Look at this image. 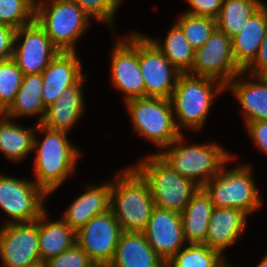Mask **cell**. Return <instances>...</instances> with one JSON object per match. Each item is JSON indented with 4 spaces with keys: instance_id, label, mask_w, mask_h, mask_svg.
I'll return each instance as SVG.
<instances>
[{
    "instance_id": "6da1fadb",
    "label": "cell",
    "mask_w": 267,
    "mask_h": 267,
    "mask_svg": "<svg viewBox=\"0 0 267 267\" xmlns=\"http://www.w3.org/2000/svg\"><path fill=\"white\" fill-rule=\"evenodd\" d=\"M154 208L149 184L133 166L117 174L110 209L124 232H143Z\"/></svg>"
},
{
    "instance_id": "7a4b0ae2",
    "label": "cell",
    "mask_w": 267,
    "mask_h": 267,
    "mask_svg": "<svg viewBox=\"0 0 267 267\" xmlns=\"http://www.w3.org/2000/svg\"><path fill=\"white\" fill-rule=\"evenodd\" d=\"M36 130L44 132L45 138L41 143L34 136L33 148L37 152L34 182L50 194L74 172L80 151L68 141L66 131L52 130L41 123L36 124Z\"/></svg>"
},
{
    "instance_id": "3957f363",
    "label": "cell",
    "mask_w": 267,
    "mask_h": 267,
    "mask_svg": "<svg viewBox=\"0 0 267 267\" xmlns=\"http://www.w3.org/2000/svg\"><path fill=\"white\" fill-rule=\"evenodd\" d=\"M183 140L181 134L168 147L164 148V150L168 148L167 150L157 154L174 171L192 180L200 188L213 179L232 157L220 145L185 146Z\"/></svg>"
},
{
    "instance_id": "277c9868",
    "label": "cell",
    "mask_w": 267,
    "mask_h": 267,
    "mask_svg": "<svg viewBox=\"0 0 267 267\" xmlns=\"http://www.w3.org/2000/svg\"><path fill=\"white\" fill-rule=\"evenodd\" d=\"M224 89L216 79L181 73L170 98L178 130L181 132L182 126L194 130L203 127L213 98Z\"/></svg>"
},
{
    "instance_id": "5b68a950",
    "label": "cell",
    "mask_w": 267,
    "mask_h": 267,
    "mask_svg": "<svg viewBox=\"0 0 267 267\" xmlns=\"http://www.w3.org/2000/svg\"><path fill=\"white\" fill-rule=\"evenodd\" d=\"M149 184L155 206L181 213L200 188L174 171L157 153L133 166Z\"/></svg>"
},
{
    "instance_id": "8992f818",
    "label": "cell",
    "mask_w": 267,
    "mask_h": 267,
    "mask_svg": "<svg viewBox=\"0 0 267 267\" xmlns=\"http://www.w3.org/2000/svg\"><path fill=\"white\" fill-rule=\"evenodd\" d=\"M36 0L35 21L61 52H75L77 41L89 24L83 10L70 0Z\"/></svg>"
},
{
    "instance_id": "52a82bcc",
    "label": "cell",
    "mask_w": 267,
    "mask_h": 267,
    "mask_svg": "<svg viewBox=\"0 0 267 267\" xmlns=\"http://www.w3.org/2000/svg\"><path fill=\"white\" fill-rule=\"evenodd\" d=\"M125 102L137 133L160 148L168 147L182 134L175 124L170 99L140 97Z\"/></svg>"
},
{
    "instance_id": "ba28073f",
    "label": "cell",
    "mask_w": 267,
    "mask_h": 267,
    "mask_svg": "<svg viewBox=\"0 0 267 267\" xmlns=\"http://www.w3.org/2000/svg\"><path fill=\"white\" fill-rule=\"evenodd\" d=\"M247 166H237L219 173L202 188L210 196L216 208H238L247 214L261 206V197Z\"/></svg>"
},
{
    "instance_id": "9c48e42d",
    "label": "cell",
    "mask_w": 267,
    "mask_h": 267,
    "mask_svg": "<svg viewBox=\"0 0 267 267\" xmlns=\"http://www.w3.org/2000/svg\"><path fill=\"white\" fill-rule=\"evenodd\" d=\"M46 196L48 193L34 181L0 175V208L14 220L6 224L36 221L46 212Z\"/></svg>"
},
{
    "instance_id": "30bf717a",
    "label": "cell",
    "mask_w": 267,
    "mask_h": 267,
    "mask_svg": "<svg viewBox=\"0 0 267 267\" xmlns=\"http://www.w3.org/2000/svg\"><path fill=\"white\" fill-rule=\"evenodd\" d=\"M189 74L216 79L224 86L235 76L240 78L244 75L234 61L232 39L216 28L205 44L195 50L194 63Z\"/></svg>"
},
{
    "instance_id": "8fae6325",
    "label": "cell",
    "mask_w": 267,
    "mask_h": 267,
    "mask_svg": "<svg viewBox=\"0 0 267 267\" xmlns=\"http://www.w3.org/2000/svg\"><path fill=\"white\" fill-rule=\"evenodd\" d=\"M123 230L113 211L96 215L76 232V243L95 265L108 266L115 255Z\"/></svg>"
},
{
    "instance_id": "7c38bea8",
    "label": "cell",
    "mask_w": 267,
    "mask_h": 267,
    "mask_svg": "<svg viewBox=\"0 0 267 267\" xmlns=\"http://www.w3.org/2000/svg\"><path fill=\"white\" fill-rule=\"evenodd\" d=\"M0 257L6 267H28L40 262L39 218L28 223L2 226Z\"/></svg>"
},
{
    "instance_id": "4fadbf2b",
    "label": "cell",
    "mask_w": 267,
    "mask_h": 267,
    "mask_svg": "<svg viewBox=\"0 0 267 267\" xmlns=\"http://www.w3.org/2000/svg\"><path fill=\"white\" fill-rule=\"evenodd\" d=\"M139 64L145 97L170 99L181 72L142 34H139Z\"/></svg>"
},
{
    "instance_id": "5bb4252c",
    "label": "cell",
    "mask_w": 267,
    "mask_h": 267,
    "mask_svg": "<svg viewBox=\"0 0 267 267\" xmlns=\"http://www.w3.org/2000/svg\"><path fill=\"white\" fill-rule=\"evenodd\" d=\"M113 86L125 93V101L145 97V85L139 64V33L118 40L111 57Z\"/></svg>"
},
{
    "instance_id": "9a60e30c",
    "label": "cell",
    "mask_w": 267,
    "mask_h": 267,
    "mask_svg": "<svg viewBox=\"0 0 267 267\" xmlns=\"http://www.w3.org/2000/svg\"><path fill=\"white\" fill-rule=\"evenodd\" d=\"M21 37L23 43L14 46L12 58L24 76L42 73L60 52L36 21L16 30L14 44Z\"/></svg>"
},
{
    "instance_id": "2e32d148",
    "label": "cell",
    "mask_w": 267,
    "mask_h": 267,
    "mask_svg": "<svg viewBox=\"0 0 267 267\" xmlns=\"http://www.w3.org/2000/svg\"><path fill=\"white\" fill-rule=\"evenodd\" d=\"M146 240L167 263L185 244L181 213L155 206L145 230Z\"/></svg>"
},
{
    "instance_id": "e0dca14e",
    "label": "cell",
    "mask_w": 267,
    "mask_h": 267,
    "mask_svg": "<svg viewBox=\"0 0 267 267\" xmlns=\"http://www.w3.org/2000/svg\"><path fill=\"white\" fill-rule=\"evenodd\" d=\"M80 60L75 52H59L41 73L43 78L42 98L46 108L52 105L82 75Z\"/></svg>"
},
{
    "instance_id": "ac0fdd59",
    "label": "cell",
    "mask_w": 267,
    "mask_h": 267,
    "mask_svg": "<svg viewBox=\"0 0 267 267\" xmlns=\"http://www.w3.org/2000/svg\"><path fill=\"white\" fill-rule=\"evenodd\" d=\"M247 215L238 208L214 207L204 244L222 254L242 235Z\"/></svg>"
},
{
    "instance_id": "d6986e66",
    "label": "cell",
    "mask_w": 267,
    "mask_h": 267,
    "mask_svg": "<svg viewBox=\"0 0 267 267\" xmlns=\"http://www.w3.org/2000/svg\"><path fill=\"white\" fill-rule=\"evenodd\" d=\"M109 267H166L143 232H122Z\"/></svg>"
},
{
    "instance_id": "ffe728a7",
    "label": "cell",
    "mask_w": 267,
    "mask_h": 267,
    "mask_svg": "<svg viewBox=\"0 0 267 267\" xmlns=\"http://www.w3.org/2000/svg\"><path fill=\"white\" fill-rule=\"evenodd\" d=\"M267 29V6L264 4L233 36L232 52L237 66L244 71L255 59Z\"/></svg>"
},
{
    "instance_id": "44dd1931",
    "label": "cell",
    "mask_w": 267,
    "mask_h": 267,
    "mask_svg": "<svg viewBox=\"0 0 267 267\" xmlns=\"http://www.w3.org/2000/svg\"><path fill=\"white\" fill-rule=\"evenodd\" d=\"M85 75L74 85L68 87L50 105L41 124L52 130L68 132L84 112L82 85Z\"/></svg>"
},
{
    "instance_id": "7402d4cb",
    "label": "cell",
    "mask_w": 267,
    "mask_h": 267,
    "mask_svg": "<svg viewBox=\"0 0 267 267\" xmlns=\"http://www.w3.org/2000/svg\"><path fill=\"white\" fill-rule=\"evenodd\" d=\"M111 183L91 186L72 202L63 220L76 232L91 218L110 210Z\"/></svg>"
},
{
    "instance_id": "603a6c76",
    "label": "cell",
    "mask_w": 267,
    "mask_h": 267,
    "mask_svg": "<svg viewBox=\"0 0 267 267\" xmlns=\"http://www.w3.org/2000/svg\"><path fill=\"white\" fill-rule=\"evenodd\" d=\"M235 76L226 86L230 89L242 106L246 124L267 120V78H255L257 81H240Z\"/></svg>"
},
{
    "instance_id": "cb8c5ba5",
    "label": "cell",
    "mask_w": 267,
    "mask_h": 267,
    "mask_svg": "<svg viewBox=\"0 0 267 267\" xmlns=\"http://www.w3.org/2000/svg\"><path fill=\"white\" fill-rule=\"evenodd\" d=\"M213 209L210 196L199 188L181 212L186 243L204 244Z\"/></svg>"
},
{
    "instance_id": "d4e9b609",
    "label": "cell",
    "mask_w": 267,
    "mask_h": 267,
    "mask_svg": "<svg viewBox=\"0 0 267 267\" xmlns=\"http://www.w3.org/2000/svg\"><path fill=\"white\" fill-rule=\"evenodd\" d=\"M46 213L39 217V252L42 262L59 255L76 244V231L63 219L48 222Z\"/></svg>"
},
{
    "instance_id": "484cf974",
    "label": "cell",
    "mask_w": 267,
    "mask_h": 267,
    "mask_svg": "<svg viewBox=\"0 0 267 267\" xmlns=\"http://www.w3.org/2000/svg\"><path fill=\"white\" fill-rule=\"evenodd\" d=\"M43 78L41 73L25 75L17 95L10 106L2 113L7 118L15 116H30L42 114L40 124L46 114L47 108L42 98Z\"/></svg>"
},
{
    "instance_id": "4316f807",
    "label": "cell",
    "mask_w": 267,
    "mask_h": 267,
    "mask_svg": "<svg viewBox=\"0 0 267 267\" xmlns=\"http://www.w3.org/2000/svg\"><path fill=\"white\" fill-rule=\"evenodd\" d=\"M36 127L24 128L0 114V152L13 161H20L34 150Z\"/></svg>"
},
{
    "instance_id": "83f0119b",
    "label": "cell",
    "mask_w": 267,
    "mask_h": 267,
    "mask_svg": "<svg viewBox=\"0 0 267 267\" xmlns=\"http://www.w3.org/2000/svg\"><path fill=\"white\" fill-rule=\"evenodd\" d=\"M147 38L163 53L170 63L181 73H189L192 69L195 49L185 38L181 28L175 23L168 32L164 44L156 39Z\"/></svg>"
},
{
    "instance_id": "f1b7e54d",
    "label": "cell",
    "mask_w": 267,
    "mask_h": 267,
    "mask_svg": "<svg viewBox=\"0 0 267 267\" xmlns=\"http://www.w3.org/2000/svg\"><path fill=\"white\" fill-rule=\"evenodd\" d=\"M263 5L259 0H223L216 18L217 28L232 38Z\"/></svg>"
},
{
    "instance_id": "f546056e",
    "label": "cell",
    "mask_w": 267,
    "mask_h": 267,
    "mask_svg": "<svg viewBox=\"0 0 267 267\" xmlns=\"http://www.w3.org/2000/svg\"><path fill=\"white\" fill-rule=\"evenodd\" d=\"M222 254L205 244H188L180 249L166 267H227Z\"/></svg>"
},
{
    "instance_id": "4dcf8cb0",
    "label": "cell",
    "mask_w": 267,
    "mask_h": 267,
    "mask_svg": "<svg viewBox=\"0 0 267 267\" xmlns=\"http://www.w3.org/2000/svg\"><path fill=\"white\" fill-rule=\"evenodd\" d=\"M176 24L195 50L203 46L217 28L215 18L188 13L181 15Z\"/></svg>"
},
{
    "instance_id": "1f68e13d",
    "label": "cell",
    "mask_w": 267,
    "mask_h": 267,
    "mask_svg": "<svg viewBox=\"0 0 267 267\" xmlns=\"http://www.w3.org/2000/svg\"><path fill=\"white\" fill-rule=\"evenodd\" d=\"M36 0H0V24L19 29L35 21Z\"/></svg>"
},
{
    "instance_id": "d6a6232c",
    "label": "cell",
    "mask_w": 267,
    "mask_h": 267,
    "mask_svg": "<svg viewBox=\"0 0 267 267\" xmlns=\"http://www.w3.org/2000/svg\"><path fill=\"white\" fill-rule=\"evenodd\" d=\"M24 74L13 58L0 61V114L13 102L22 84Z\"/></svg>"
},
{
    "instance_id": "836d02e7",
    "label": "cell",
    "mask_w": 267,
    "mask_h": 267,
    "mask_svg": "<svg viewBox=\"0 0 267 267\" xmlns=\"http://www.w3.org/2000/svg\"><path fill=\"white\" fill-rule=\"evenodd\" d=\"M75 2L83 12L97 21L107 23L110 27L114 19L116 8L121 0H70Z\"/></svg>"
},
{
    "instance_id": "e575fe53",
    "label": "cell",
    "mask_w": 267,
    "mask_h": 267,
    "mask_svg": "<svg viewBox=\"0 0 267 267\" xmlns=\"http://www.w3.org/2000/svg\"><path fill=\"white\" fill-rule=\"evenodd\" d=\"M46 267H95L88 254L76 243L73 247L45 261Z\"/></svg>"
},
{
    "instance_id": "d590c367",
    "label": "cell",
    "mask_w": 267,
    "mask_h": 267,
    "mask_svg": "<svg viewBox=\"0 0 267 267\" xmlns=\"http://www.w3.org/2000/svg\"><path fill=\"white\" fill-rule=\"evenodd\" d=\"M191 6L188 14L217 18L223 4V0H186Z\"/></svg>"
},
{
    "instance_id": "8d00e7d4",
    "label": "cell",
    "mask_w": 267,
    "mask_h": 267,
    "mask_svg": "<svg viewBox=\"0 0 267 267\" xmlns=\"http://www.w3.org/2000/svg\"><path fill=\"white\" fill-rule=\"evenodd\" d=\"M243 72L255 78H267V29L254 61Z\"/></svg>"
},
{
    "instance_id": "74e56055",
    "label": "cell",
    "mask_w": 267,
    "mask_h": 267,
    "mask_svg": "<svg viewBox=\"0 0 267 267\" xmlns=\"http://www.w3.org/2000/svg\"><path fill=\"white\" fill-rule=\"evenodd\" d=\"M16 29L0 24V61L13 57Z\"/></svg>"
},
{
    "instance_id": "f35d334b",
    "label": "cell",
    "mask_w": 267,
    "mask_h": 267,
    "mask_svg": "<svg viewBox=\"0 0 267 267\" xmlns=\"http://www.w3.org/2000/svg\"><path fill=\"white\" fill-rule=\"evenodd\" d=\"M246 128L257 147L267 154V120L247 123Z\"/></svg>"
},
{
    "instance_id": "ab89813d",
    "label": "cell",
    "mask_w": 267,
    "mask_h": 267,
    "mask_svg": "<svg viewBox=\"0 0 267 267\" xmlns=\"http://www.w3.org/2000/svg\"><path fill=\"white\" fill-rule=\"evenodd\" d=\"M256 267H267V255L263 258V260Z\"/></svg>"
},
{
    "instance_id": "60d3db41",
    "label": "cell",
    "mask_w": 267,
    "mask_h": 267,
    "mask_svg": "<svg viewBox=\"0 0 267 267\" xmlns=\"http://www.w3.org/2000/svg\"><path fill=\"white\" fill-rule=\"evenodd\" d=\"M28 267H46V265H45V262L40 261Z\"/></svg>"
},
{
    "instance_id": "b9f144b4",
    "label": "cell",
    "mask_w": 267,
    "mask_h": 267,
    "mask_svg": "<svg viewBox=\"0 0 267 267\" xmlns=\"http://www.w3.org/2000/svg\"><path fill=\"white\" fill-rule=\"evenodd\" d=\"M95 267H109V266H100V265H96Z\"/></svg>"
}]
</instances>
